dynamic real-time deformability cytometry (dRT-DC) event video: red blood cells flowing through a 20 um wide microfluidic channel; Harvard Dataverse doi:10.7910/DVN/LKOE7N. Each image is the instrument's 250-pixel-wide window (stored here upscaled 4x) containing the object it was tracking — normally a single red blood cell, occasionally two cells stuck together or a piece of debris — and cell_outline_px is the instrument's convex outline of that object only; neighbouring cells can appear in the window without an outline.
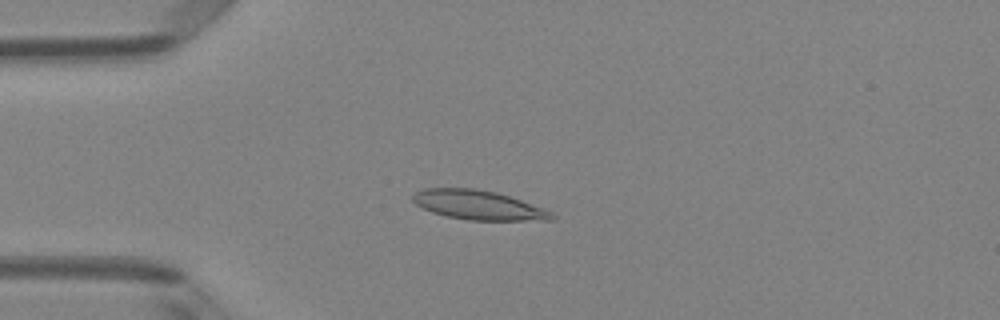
{"species": "Egyptian fruit bat (a non-hibernating species)", "species_latin": "Rousettus aegyptiacus", "temperature_condition": "room temperature", "stored_images_in_passage": 42, "camera_frame_rate_fps": 3000, "um_per_image_px": 0.085, "animal": {"sex": "female"}, "frame": {"image": 1, "passage_image": 4, "time_ms": 1.0, "image_size_px": [1000, 320], "cell_outline_px": [[556, 220], [468, 220], [444, 216], [432, 212], [416, 204], [412, 200], [412, 196], [416, 192], [424, 188], [476, 188], [496, 192], [544, 208], [556, 216]], "centroid_in_image_um": [40.65, 17.43], "position_along_channel_um": 44.3, "area_um2": 23.7}}
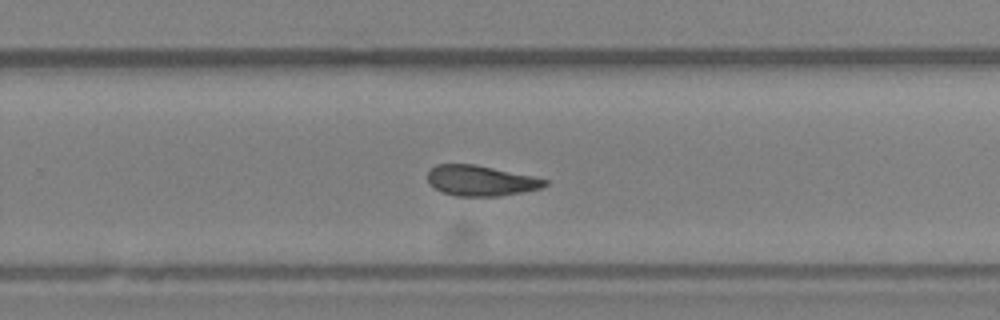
{"frame": {"image": 2, "passage_image": 24, "time_ms": 7.667, "image_size_px": [1000, 320], "cell_outline_px": [[548, 184], [540, 188], [520, 192], [496, 196], [456, 196], [440, 192], [428, 184], [428, 172], [436, 164], [476, 164], [532, 176], [548, 180]], "centroid_in_image_um": [40.81, 15.35], "position_along_channel_um": 289.0, "area_um2": 20.75}}
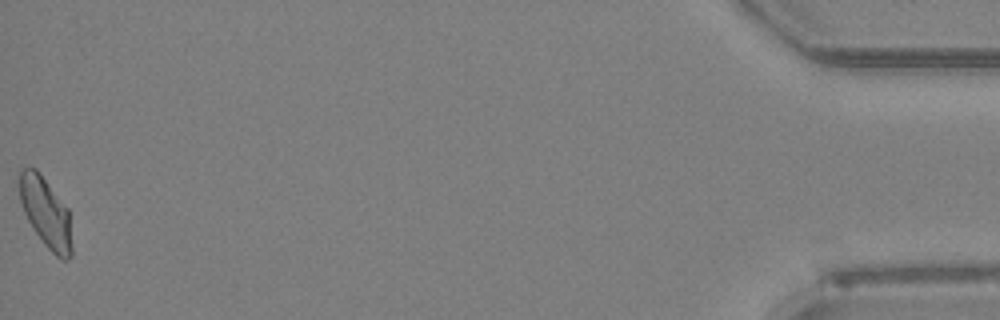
{"frame": {"image": 3, "passage_image": 42, "time_ms": 13.667, "image_size_px": [1000, 320], "cell_outline_px": [[72, 256], [68, 260], [60, 260], [44, 244], [32, 228], [24, 212], [20, 200], [20, 168], [36, 168], [68, 208], [72, 248]], "centroid_in_image_um": [3.91, 18.1], "position_along_channel_um": 431.3, "area_um2": 21.27}, "authors_computed_cell_mechanics": {"area_um2": 21.2126, "velocity_mm_per_s": 3.9923, "shape_relaxation_time_tau1_ms": null, "shape_relaxation_time_tau2_ms": 5.218, "deformation_change_tau1": null, "deformation_change_tau2": 0.1112}}